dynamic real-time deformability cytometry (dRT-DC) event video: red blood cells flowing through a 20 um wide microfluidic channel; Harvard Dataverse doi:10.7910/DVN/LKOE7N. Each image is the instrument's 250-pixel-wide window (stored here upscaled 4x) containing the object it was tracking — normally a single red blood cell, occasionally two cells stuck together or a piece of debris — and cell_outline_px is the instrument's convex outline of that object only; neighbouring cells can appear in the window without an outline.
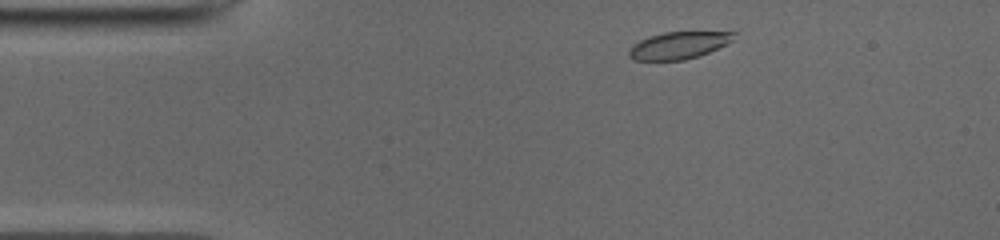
{"species": "common noctule bat (a hibernating species)", "species_latin": "Nyctalus noctula", "temperature_condition": "cold", "stored_images_in_passage": 45, "camera_frame_rate_fps": 3000, "um_per_image_px": 0.085, "animal": {"sex": "male", "body_mass_g": 19.0, "forearm_length_mm": 50.8}, "frame": {"image": 1, "passage_image": 3, "time_ms": 0.667, "image_size_px": [1000, 240], "cell_outline_px": [[736, 32], [732, 40], [728, 44], [708, 52], [684, 60], [636, 60], [628, 56], [628, 52], [632, 44], [640, 40], [664, 32]], "centroid_in_image_um": [57.67, 3.85], "position_along_channel_um": 27.3, "area_um2": 16.36}}
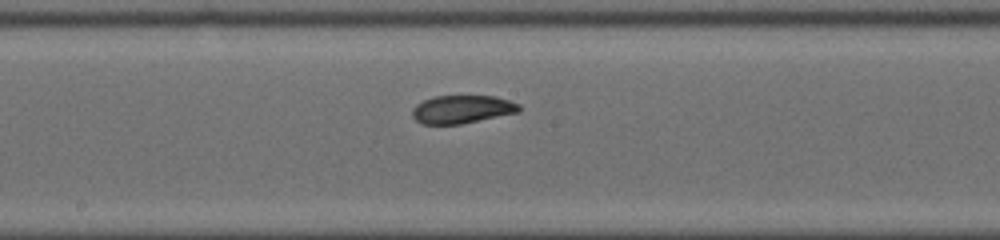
{"frame": {"image": 2, "passage_image": 21, "time_ms": 6.667, "image_size_px": [1000, 240], "cell_outline_px": [[520, 112], [460, 124], [420, 124], [412, 116], [412, 108], [416, 104], [424, 100], [436, 96], [496, 96], [520, 104]], "centroid_in_image_um": [39.27, 9.29], "position_along_channel_um": 208.9, "area_um2": 17.51}}
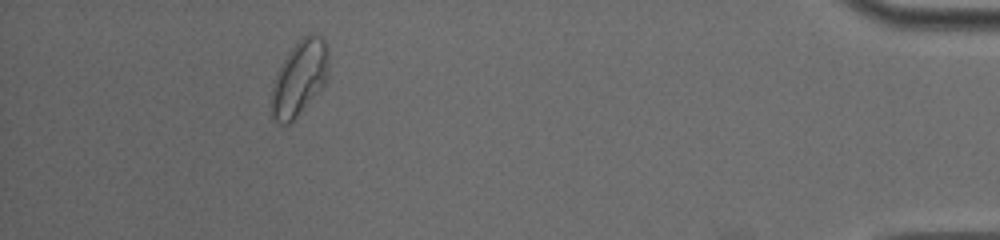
{"frame": {"image": 3, "passage_image": 41, "time_ms": 13.333, "image_size_px": [1000, 240], "cell_outline_px": [[328, 76], [324, 84], [296, 116], [288, 124], [280, 124], [272, 116], [272, 88], [276, 76], [288, 52], [304, 36], [324, 36], [328, 52]], "centroid_in_image_um": [25.47, 6.62], "position_along_channel_um": 409.7, "area_um2": 24.1}, "authors_computed_cell_mechanics": {"area_um2": 18.1492, "velocity_mm_per_s": 3.9187, "shape_relaxation_time_tau1_ms": 4.7758, "shape_relaxation_time_tau2_ms": 1.6354, "deformation_change_tau1": 0.1378, "deformation_change_tau2": 0.0573}}